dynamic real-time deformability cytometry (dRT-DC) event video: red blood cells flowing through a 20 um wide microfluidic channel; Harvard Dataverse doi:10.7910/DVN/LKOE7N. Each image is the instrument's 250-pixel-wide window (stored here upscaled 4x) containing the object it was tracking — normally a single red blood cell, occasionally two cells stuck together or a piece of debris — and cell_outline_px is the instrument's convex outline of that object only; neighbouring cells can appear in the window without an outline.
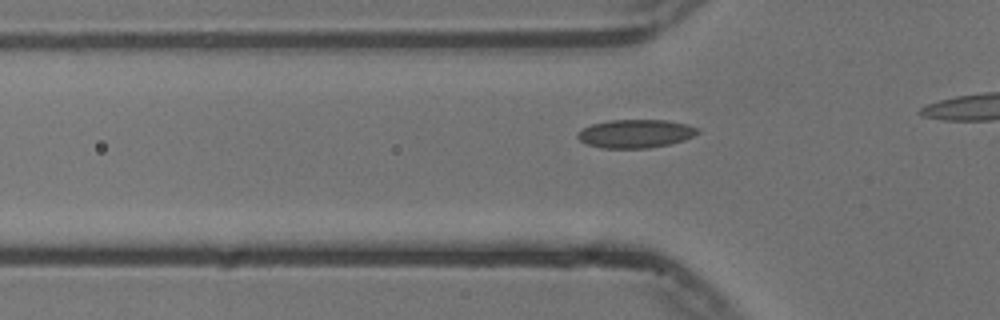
{"species": "common noctule bat (a hibernating species)", "species_latin": "Nyctalus noctula", "temperature_condition": "cold", "stored_images_in_passage": 10, "camera_frame_rate_fps": 3000, "um_per_image_px": 0.085, "animal": {"sex": "male", "body_mass_g": 13.3}, "frame": {"image": 1, "passage_image": 4, "time_ms": 1.0, "image_size_px": [1000, 320], "cell_outline_px": [[700, 132], [684, 140], [668, 144], [648, 148], [600, 148], [584, 144], [576, 136], [584, 128], [592, 124], [608, 120], [668, 120], [688, 124], [700, 128]], "centroid_in_image_um": [54.03, 11.36], "position_along_channel_um": 71.8, "area_um2": 19.94}}
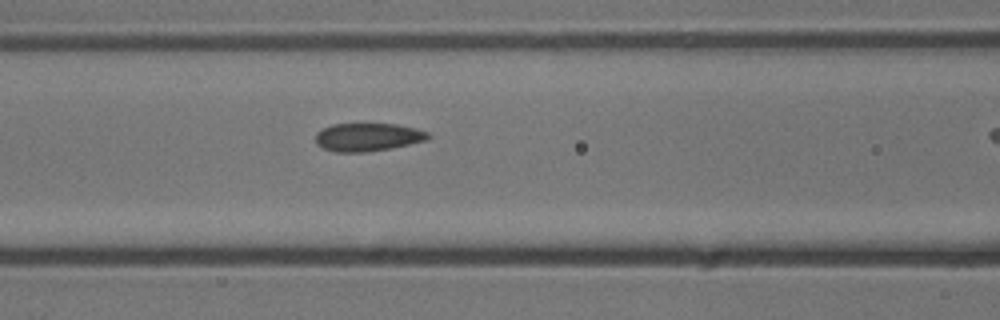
{"frame": {"image": 2, "passage_image": 9, "time_ms": 2.667, "image_size_px": [1000, 320], "cell_outline_px": [[432, 136], [424, 140], [408, 144], [388, 148], [364, 152], [336, 152], [324, 148], [316, 144], [316, 132], [332, 124], [360, 120], [396, 124], [416, 128], [428, 132]], "centroid_in_image_um": [31.22, 11.58], "position_along_channel_um": 135.4, "area_um2": 19.13}}